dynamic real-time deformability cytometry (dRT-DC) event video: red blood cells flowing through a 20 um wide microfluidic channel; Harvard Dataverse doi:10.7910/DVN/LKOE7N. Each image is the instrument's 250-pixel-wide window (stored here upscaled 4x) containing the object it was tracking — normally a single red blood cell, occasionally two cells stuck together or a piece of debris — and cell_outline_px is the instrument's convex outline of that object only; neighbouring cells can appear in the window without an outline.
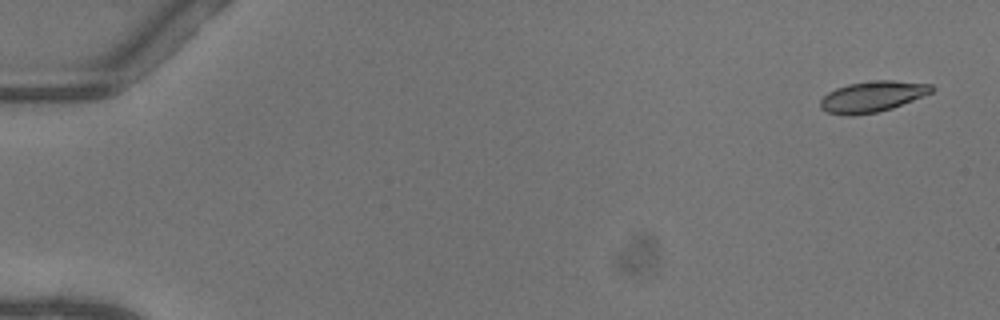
{"species": "common noctule bat (a hibernating species)", "species_latin": "Nyctalus noctula", "temperature_condition": "warm", "stored_images_in_passage": 51, "camera_frame_rate_fps": 3000, "um_per_image_px": 0.085, "animal": {"sex": "female"}, "frame": {"image": 1, "passage_image": 1, "time_ms": 0.0, "image_size_px": [1000, 320], "cell_outline_px": [[936, 88], [932, 92], [892, 108], [876, 112], [852, 116], [828, 112], [820, 108], [820, 100], [828, 92], [836, 88], [848, 84], [876, 80], [892, 80], [932, 84]], "centroid_in_image_um": [74.15, 8.2], "position_along_channel_um": 10.8, "area_um2": 19.88}}
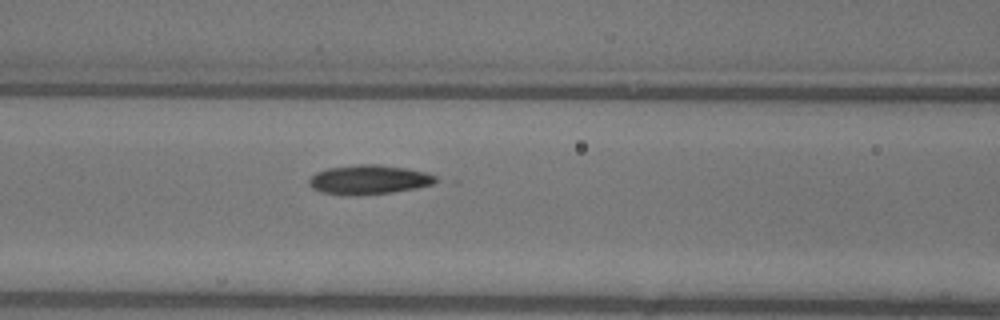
{"frame": {"image": 2, "passage_image": 22, "time_ms": 7.0, "image_size_px": [1000, 320], "cell_outline_px": [[440, 180], [432, 184], [416, 188], [392, 192], [320, 192], [312, 188], [308, 184], [308, 180], [316, 172], [328, 168], [360, 164], [380, 164], [428, 172], [436, 176]], "centroid_in_image_um": [31.42, 15.21], "position_along_channel_um": 135.2, "area_um2": 20.75}}
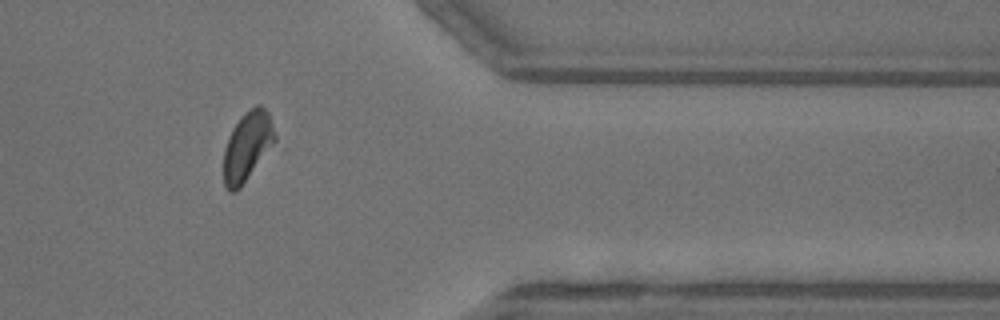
{"frame": {"image": 3, "passage_image": 42, "time_ms": 13.667, "image_size_px": [1000, 320], "cell_outline_px": [[276, 144], [240, 188], [236, 192], [228, 192], [224, 184], [224, 148], [228, 136], [232, 128], [244, 112], [256, 104], [260, 104], [268, 112], [276, 136]], "centroid_in_image_um": [21.03, 12.44], "position_along_channel_um": 390.4, "area_um2": 21.1}, "authors_computed_cell_mechanics": {"area_um2": 20.6346, "velocity_mm_per_s": 4.0774, "shape_relaxation_time_tau1_ms": 2.7933, "shape_relaxation_time_tau2_ms": 2.4697, "deformation_change_tau1": 0.1541, "deformation_change_tau2": 0.0821}}